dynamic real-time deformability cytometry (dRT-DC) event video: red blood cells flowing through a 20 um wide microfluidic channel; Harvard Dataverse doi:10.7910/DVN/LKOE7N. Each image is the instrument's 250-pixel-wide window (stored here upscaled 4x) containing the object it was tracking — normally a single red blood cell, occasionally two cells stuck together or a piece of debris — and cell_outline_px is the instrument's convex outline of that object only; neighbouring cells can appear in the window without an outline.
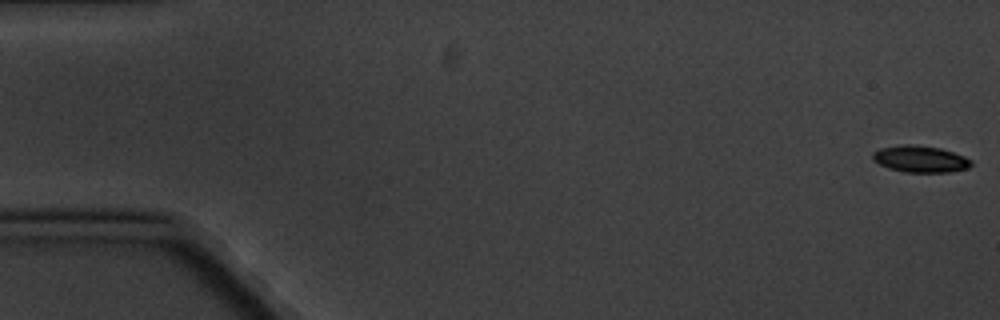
{"species": "common noctule bat (a hibernating species)", "species_latin": "Nyctalus noctula", "temperature_condition": "cold", "stored_images_in_passage": 5, "camera_frame_rate_fps": 3000, "um_per_image_px": 0.085, "animal": {"sex": "male", "body_mass_g": 20.1, "forearm_length_mm": 53.5}, "frame": {"image": 1, "passage_image": 1, "time_ms": 0.0, "image_size_px": [1000, 320], "cell_outline_px": [[972, 164], [968, 168], [948, 172], [904, 172], [888, 168], [872, 160], [872, 152], [880, 148], [904, 144], [912, 144], [940, 148], [964, 156], [972, 160]], "centroid_in_image_um": [78.2, 13.51], "position_along_channel_um": 6.8, "area_um2": 15.32}}
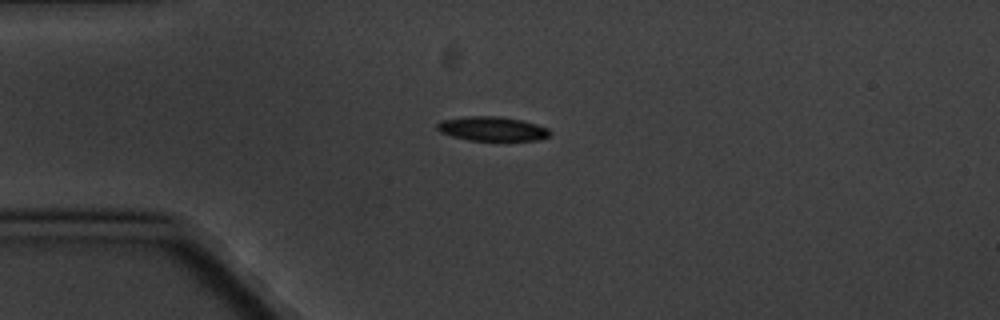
{"frame": {"image": 2, "passage_image": 5, "time_ms": 4.667, "image_size_px": [1000, 320], "cell_outline_px": [[552, 132], [548, 136], [540, 140], [468, 140], [452, 136], [440, 132], [436, 128], [436, 124], [440, 120], [464, 116], [500, 116], [520, 120], [536, 124], [548, 128]], "centroid_in_image_um": [41.81, 10.94], "position_along_channel_um": 43.2, "area_um2": 16.01}}